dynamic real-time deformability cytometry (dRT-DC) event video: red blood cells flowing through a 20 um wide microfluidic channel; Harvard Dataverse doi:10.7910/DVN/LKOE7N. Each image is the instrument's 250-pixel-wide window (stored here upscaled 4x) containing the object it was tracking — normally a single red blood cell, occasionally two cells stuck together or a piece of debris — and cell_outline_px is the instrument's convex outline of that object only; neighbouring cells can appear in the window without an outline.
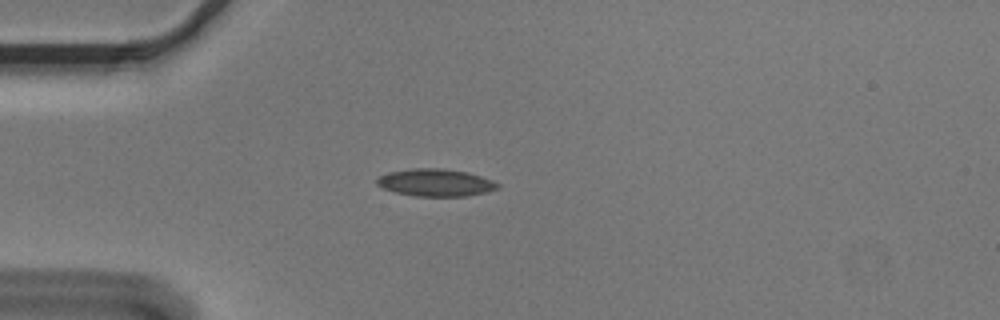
{"species": "Egyptian fruit bat (a non-hibernating species)", "species_latin": "Rousettus aegyptiacus", "temperature_condition": "cold", "stored_images_in_passage": 4, "camera_frame_rate_fps": 3000, "um_per_image_px": 0.085, "animal": {"sex": "male"}, "frame": {"image": 1, "passage_image": 4, "time_ms": 1.0, "image_size_px": [1000, 320], "cell_outline_px": [[500, 188], [488, 192], [468, 196], [416, 196], [396, 192], [384, 188], [376, 184], [376, 180], [380, 176], [388, 172], [412, 168], [444, 168], [468, 172], [492, 180], [500, 184]], "centroid_in_image_um": [37.06, 15.52], "position_along_channel_um": 47.9, "area_um2": 19.36}}